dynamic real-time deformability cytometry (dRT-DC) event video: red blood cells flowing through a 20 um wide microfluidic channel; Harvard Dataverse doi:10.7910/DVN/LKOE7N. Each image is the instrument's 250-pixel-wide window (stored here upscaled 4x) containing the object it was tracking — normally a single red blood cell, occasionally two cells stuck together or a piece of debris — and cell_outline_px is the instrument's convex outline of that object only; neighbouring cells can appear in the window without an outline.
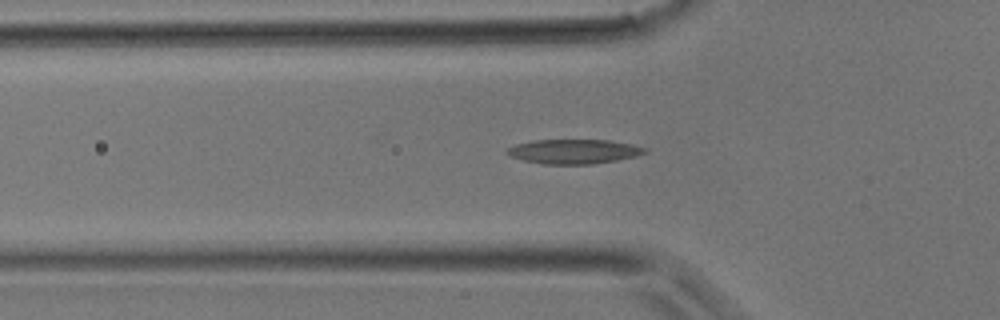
{"species": "common noctule bat (a hibernating species)", "species_latin": "Nyctalus noctula", "temperature_condition": "room temperature", "stored_images_in_passage": 28, "camera_frame_rate_fps": 3000, "um_per_image_px": 0.085, "animal": {"sex": "male", "body_mass_g": 17.9}, "frame": {"image": 1, "passage_image": 3, "time_ms": 0.667, "image_size_px": [1000, 320], "cell_outline_px": [[648, 152], [636, 156], [616, 160], [592, 164], [544, 164], [524, 160], [512, 156], [504, 152], [508, 148], [516, 144], [532, 140], [608, 140], [632, 144], [648, 148]], "centroid_in_image_um": [48.8, 12.87], "position_along_channel_um": 77.0, "area_um2": 19.59}}
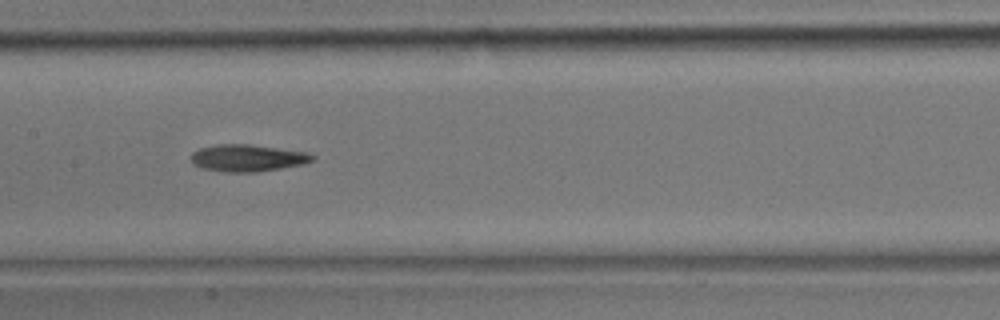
{"frame": {"image": 2, "passage_image": 9, "time_ms": 2.667, "image_size_px": [1000, 320], "cell_outline_px": [[316, 160], [304, 164], [256, 172], [224, 172], [200, 168], [192, 164], [192, 152], [200, 148], [216, 144], [248, 144], [308, 152], [316, 156]], "centroid_in_image_um": [21.06, 13.43], "position_along_channel_um": 186.3, "area_um2": 19.25}}
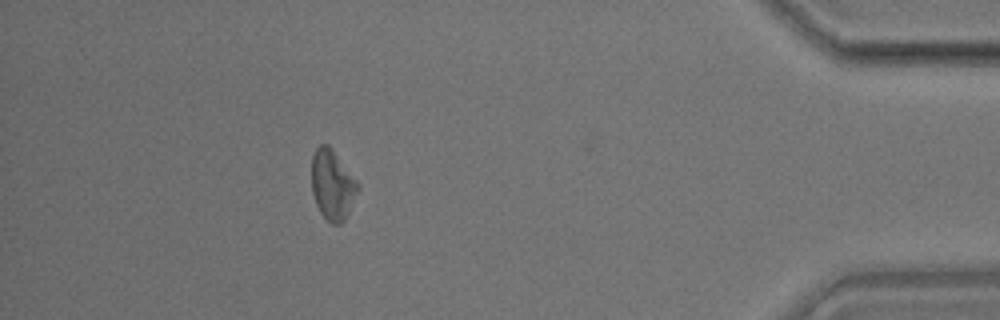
{"frame": {"image": 3, "passage_image": 24, "time_ms": 7.667, "image_size_px": [1000, 320], "cell_outline_px": [[360, 188], [348, 216], [340, 224], [332, 224], [320, 212], [316, 204], [312, 192], [312, 156], [316, 148], [320, 144], [328, 144], [332, 148], [360, 184]], "centroid_in_image_um": [28.28, 15.71], "position_along_channel_um": 406.9, "area_um2": 19.07}}